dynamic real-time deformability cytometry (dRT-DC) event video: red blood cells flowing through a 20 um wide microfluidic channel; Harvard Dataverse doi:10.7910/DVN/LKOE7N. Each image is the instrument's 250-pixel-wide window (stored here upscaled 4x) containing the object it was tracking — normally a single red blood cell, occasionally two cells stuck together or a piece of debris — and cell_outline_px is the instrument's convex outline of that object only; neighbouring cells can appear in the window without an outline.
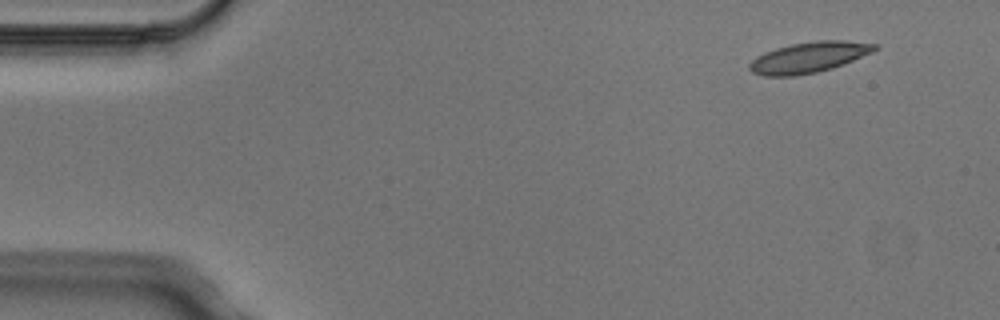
{"species": "Egyptian fruit bat (a non-hibernating species)", "species_latin": "Rousettus aegyptiacus", "temperature_condition": "cold", "stored_images_in_passage": 4, "camera_frame_rate_fps": 3000, "um_per_image_px": 0.085, "animal": {"sex": "male"}, "frame": {"image": 1, "passage_image": 1, "time_ms": 0.0, "image_size_px": [1000, 320], "cell_outline_px": [[880, 48], [872, 52], [844, 64], [832, 68], [816, 72], [792, 76], [764, 76], [752, 72], [748, 68], [748, 64], [756, 56], [764, 52], [776, 48], [792, 44], [816, 40], [844, 40], [876, 44]], "centroid_in_image_um": [68.74, 4.87], "position_along_channel_um": 16.3, "area_um2": 22.43}}
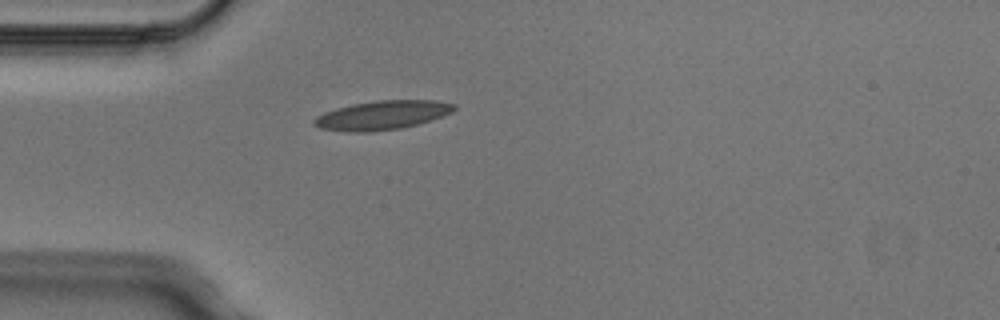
{"frame": {"image": 2, "passage_image": 4, "time_ms": 1.0, "image_size_px": [1000, 320], "cell_outline_px": [[456, 108], [452, 112], [416, 124], [400, 128], [368, 132], [348, 132], [320, 128], [312, 124], [312, 120], [316, 116], [324, 112], [336, 108], [352, 104], [380, 100], [436, 100], [456, 104]], "centroid_in_image_um": [32.44, 9.78], "position_along_channel_um": 52.6, "area_um2": 23.52}}